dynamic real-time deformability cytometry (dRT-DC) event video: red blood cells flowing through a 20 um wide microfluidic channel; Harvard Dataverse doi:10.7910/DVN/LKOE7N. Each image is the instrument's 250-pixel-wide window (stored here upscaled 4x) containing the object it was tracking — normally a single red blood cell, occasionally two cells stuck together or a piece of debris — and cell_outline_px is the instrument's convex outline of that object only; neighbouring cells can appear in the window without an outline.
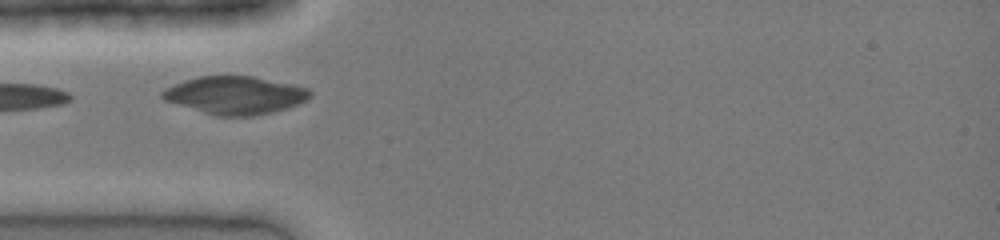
{"species": "common noctule bat (a hibernating species)", "species_latin": "Nyctalus noctula", "temperature_condition": "cold", "stored_images_in_passage": 7, "camera_frame_rate_fps": 3000, "um_per_image_px": 0.085, "animal": {"sex": "female", "body_mass_g": 19.0, "forearm_length_mm": 51.5}, "frame": {"image": 1, "passage_image": 1, "time_ms": 0.0, "image_size_px": [1000, 240], "cell_outline_px": [[312, 96], [308, 100], [288, 108], [272, 112], [252, 116], [216, 116], [164, 100], [160, 96], [160, 92], [184, 80], [200, 76], [252, 76], [292, 84], [308, 88], [312, 92]], "centroid_in_image_um": [20.03, 8.1], "position_along_channel_um": 65.0, "area_um2": 32.48}}
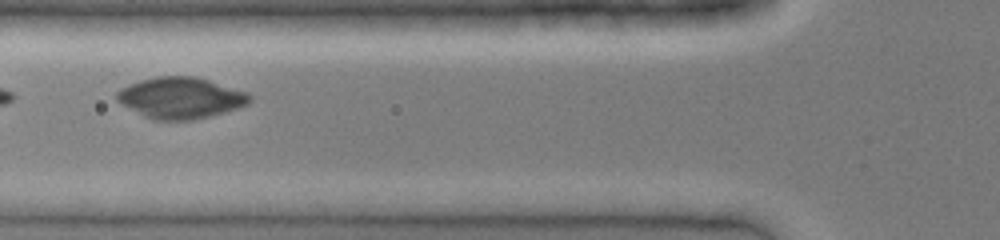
{"frame": {"image": 2, "passage_image": 3, "time_ms": 0.667, "image_size_px": [1000, 240], "cell_outline_px": [[252, 100], [248, 104], [240, 108], [192, 120], [152, 120], [120, 104], [116, 100], [116, 92], [120, 88], [128, 84], [140, 80], [156, 76], [196, 76], [248, 92], [252, 96]], "centroid_in_image_um": [15.35, 8.31], "position_along_channel_um": 110.5, "area_um2": 32.19}}
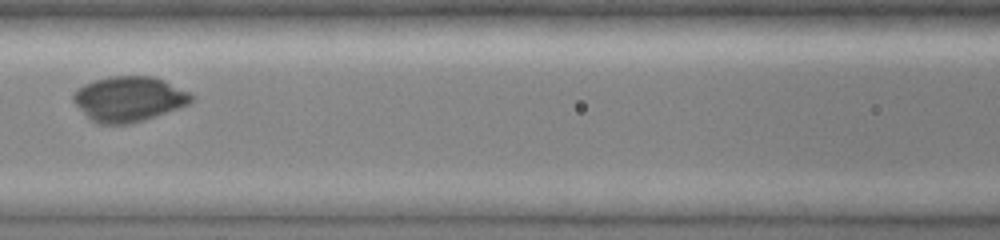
{"frame": {"image": 3, "passage_image": 4, "time_ms": 1.0, "image_size_px": [1000, 240], "cell_outline_px": [[192, 100], [188, 104], [144, 120], [128, 124], [96, 124], [88, 120], [72, 100], [72, 96], [84, 84], [108, 76], [152, 76], [164, 80], [188, 92], [192, 96]], "centroid_in_image_um": [10.9, 8.42], "position_along_channel_um": 155.7, "area_um2": 30.87}}